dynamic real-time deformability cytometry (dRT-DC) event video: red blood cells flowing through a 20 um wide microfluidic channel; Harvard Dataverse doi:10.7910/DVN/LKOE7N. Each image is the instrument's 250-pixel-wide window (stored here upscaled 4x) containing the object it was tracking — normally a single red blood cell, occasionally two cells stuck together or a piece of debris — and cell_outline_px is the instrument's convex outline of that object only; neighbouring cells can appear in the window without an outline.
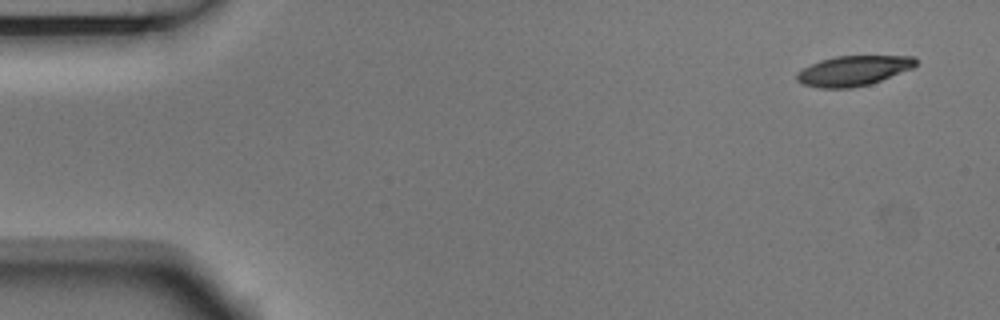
{"species": "Egyptian fruit bat (a non-hibernating species)", "species_latin": "Rousettus aegyptiacus", "temperature_condition": "room temperature", "stored_images_in_passage": 4, "camera_frame_rate_fps": 3000, "um_per_image_px": 0.085, "animal": {"sex": "male"}, "frame": {"image": 1, "passage_image": 1, "time_ms": 0.0, "image_size_px": [1000, 320], "cell_outline_px": [[916, 64], [912, 68], [880, 80], [868, 84], [852, 88], [820, 88], [804, 84], [796, 80], [796, 72], [820, 60], [836, 56], [912, 56], [916, 60]], "centroid_in_image_um": [72.5, 6.01], "position_along_channel_um": 12.5, "area_um2": 20.52}}
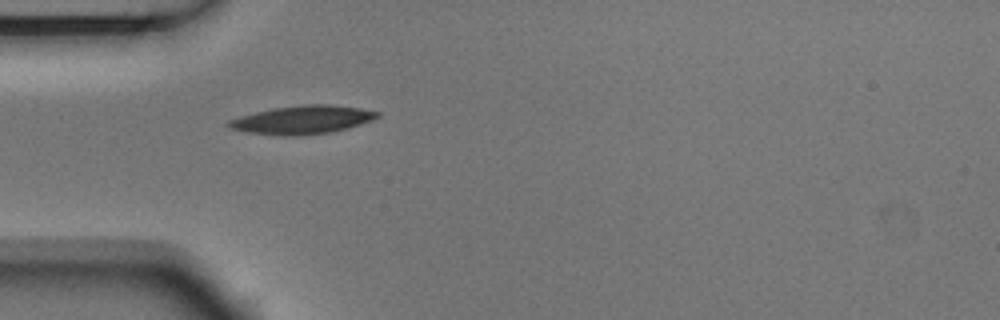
{"frame": {"image": 2, "passage_image": 4, "time_ms": 1.0, "image_size_px": [1000, 320], "cell_outline_px": [[380, 116], [372, 120], [348, 128], [332, 132], [296, 136], [284, 136], [248, 132], [232, 128], [224, 124], [228, 120], [240, 116], [272, 108], [304, 104], [328, 104], [360, 108], [380, 112]], "centroid_in_image_um": [25.71, 10.18], "position_along_channel_um": 59.3, "area_um2": 24.57}}